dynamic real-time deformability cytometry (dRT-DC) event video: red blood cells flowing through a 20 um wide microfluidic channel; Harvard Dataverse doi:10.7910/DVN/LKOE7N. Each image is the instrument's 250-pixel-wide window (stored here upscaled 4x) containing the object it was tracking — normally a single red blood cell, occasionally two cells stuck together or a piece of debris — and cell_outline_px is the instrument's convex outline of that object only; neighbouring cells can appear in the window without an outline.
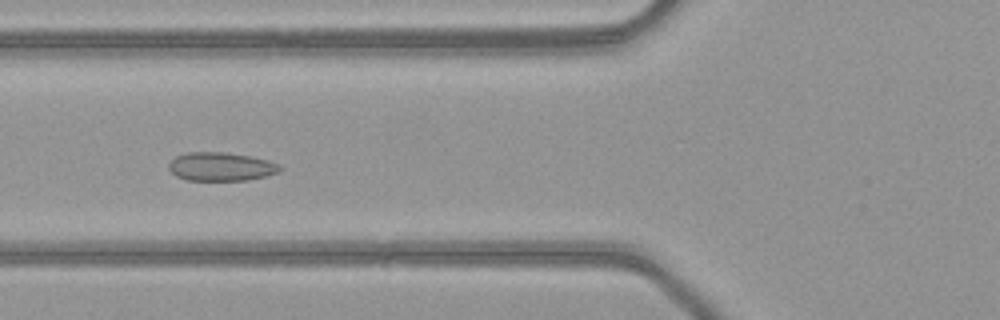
{"species": "common noctule bat (a hibernating species)", "species_latin": "Nyctalus noctula", "temperature_condition": "warm", "stored_images_in_passage": 51, "camera_frame_rate_fps": 3000, "um_per_image_px": 0.085, "animal": {"sex": "female", "body_mass_g": 21.9}, "frame": {"image": 1, "passage_image": 20, "time_ms": 6.333, "image_size_px": [1000, 320], "cell_outline_px": [[284, 168], [280, 172], [248, 180], [188, 180], [176, 176], [168, 168], [168, 164], [176, 156], [188, 152], [228, 152], [268, 160], [280, 164]], "centroid_in_image_um": [18.81, 14.16], "position_along_channel_um": 107.0, "area_um2": 18.55}}
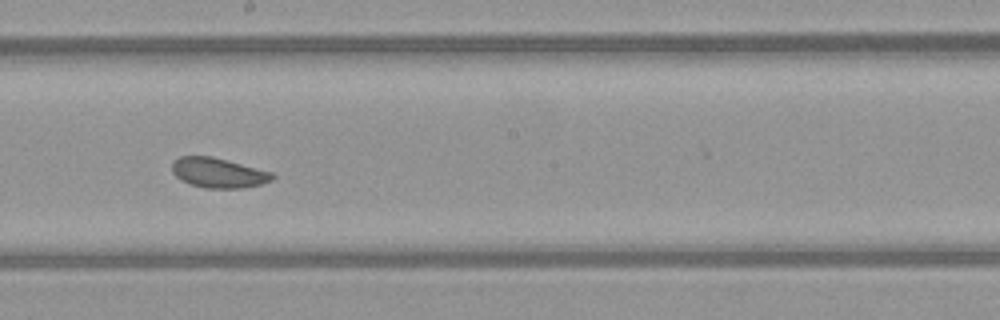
{"frame": {"image": 2, "passage_image": 29, "time_ms": 9.333, "image_size_px": [1000, 320], "cell_outline_px": [[276, 176], [272, 180], [260, 184], [240, 188], [204, 188], [180, 180], [172, 172], [172, 160], [180, 156], [212, 156], [228, 160], [272, 172]], "centroid_in_image_um": [18.54, 14.68], "position_along_channel_um": 229.7, "area_um2": 17.51}}
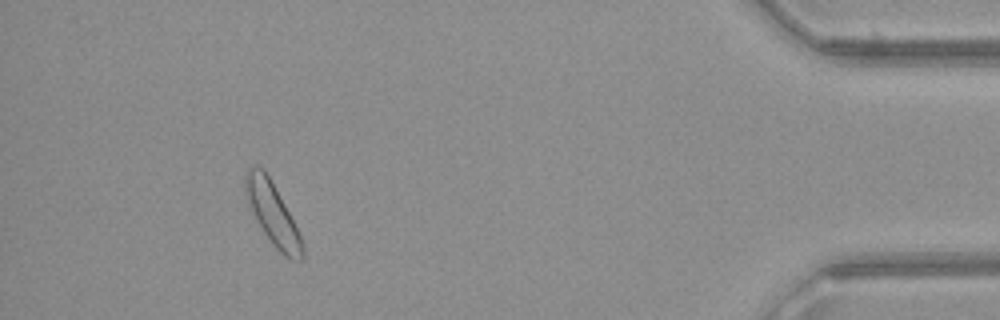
{"frame": {"image": 3, "passage_image": 47, "time_ms": 15.333, "image_size_px": [1000, 320], "cell_outline_px": [[304, 256], [300, 260], [292, 260], [284, 256], [272, 244], [248, 208], [244, 188], [244, 172], [252, 164], [260, 168], [268, 176], [284, 204], [304, 244]], "centroid_in_image_um": [23.12, 18.17], "position_along_channel_um": 412.1, "area_um2": 20.4}, "authors_computed_cell_mechanics": {"area_um2": 19.0162, "velocity_mm_per_s": 4.0698, "shape_relaxation_time_tau1_ms": 4.5708, "shape_relaxation_time_tau2_ms": null, "deformation_change_tau1": 0.0627, "deformation_change_tau2": null}}